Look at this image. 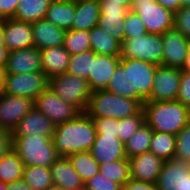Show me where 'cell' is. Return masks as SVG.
Listing matches in <instances>:
<instances>
[{
	"mask_svg": "<svg viewBox=\"0 0 190 190\" xmlns=\"http://www.w3.org/2000/svg\"><path fill=\"white\" fill-rule=\"evenodd\" d=\"M94 121L85 112H81L71 121L55 126L52 135L53 145L60 156L90 151L96 138Z\"/></svg>",
	"mask_w": 190,
	"mask_h": 190,
	"instance_id": "cell-1",
	"label": "cell"
},
{
	"mask_svg": "<svg viewBox=\"0 0 190 190\" xmlns=\"http://www.w3.org/2000/svg\"><path fill=\"white\" fill-rule=\"evenodd\" d=\"M145 122L153 131L177 135L190 121V109L180 101L144 102Z\"/></svg>",
	"mask_w": 190,
	"mask_h": 190,
	"instance_id": "cell-2",
	"label": "cell"
},
{
	"mask_svg": "<svg viewBox=\"0 0 190 190\" xmlns=\"http://www.w3.org/2000/svg\"><path fill=\"white\" fill-rule=\"evenodd\" d=\"M143 105L106 89L92 91L85 113L91 118L124 119L136 115Z\"/></svg>",
	"mask_w": 190,
	"mask_h": 190,
	"instance_id": "cell-3",
	"label": "cell"
},
{
	"mask_svg": "<svg viewBox=\"0 0 190 190\" xmlns=\"http://www.w3.org/2000/svg\"><path fill=\"white\" fill-rule=\"evenodd\" d=\"M10 138L11 148L19 156L25 166L50 168L60 157L55 150L52 137L35 134Z\"/></svg>",
	"mask_w": 190,
	"mask_h": 190,
	"instance_id": "cell-4",
	"label": "cell"
},
{
	"mask_svg": "<svg viewBox=\"0 0 190 190\" xmlns=\"http://www.w3.org/2000/svg\"><path fill=\"white\" fill-rule=\"evenodd\" d=\"M163 41L160 34H142L125 38L121 43V59H137L162 66Z\"/></svg>",
	"mask_w": 190,
	"mask_h": 190,
	"instance_id": "cell-5",
	"label": "cell"
},
{
	"mask_svg": "<svg viewBox=\"0 0 190 190\" xmlns=\"http://www.w3.org/2000/svg\"><path fill=\"white\" fill-rule=\"evenodd\" d=\"M49 87L60 99L85 112L92 94L86 79L65 73L49 79Z\"/></svg>",
	"mask_w": 190,
	"mask_h": 190,
	"instance_id": "cell-6",
	"label": "cell"
},
{
	"mask_svg": "<svg viewBox=\"0 0 190 190\" xmlns=\"http://www.w3.org/2000/svg\"><path fill=\"white\" fill-rule=\"evenodd\" d=\"M130 11L138 14L150 34L163 35L167 30L173 29L174 12L156 0H132Z\"/></svg>",
	"mask_w": 190,
	"mask_h": 190,
	"instance_id": "cell-7",
	"label": "cell"
},
{
	"mask_svg": "<svg viewBox=\"0 0 190 190\" xmlns=\"http://www.w3.org/2000/svg\"><path fill=\"white\" fill-rule=\"evenodd\" d=\"M49 79L43 72L5 73L4 94L35 100L47 87Z\"/></svg>",
	"mask_w": 190,
	"mask_h": 190,
	"instance_id": "cell-8",
	"label": "cell"
},
{
	"mask_svg": "<svg viewBox=\"0 0 190 190\" xmlns=\"http://www.w3.org/2000/svg\"><path fill=\"white\" fill-rule=\"evenodd\" d=\"M156 68L157 65L146 61L128 59L131 99L138 100L143 105L150 98Z\"/></svg>",
	"mask_w": 190,
	"mask_h": 190,
	"instance_id": "cell-9",
	"label": "cell"
},
{
	"mask_svg": "<svg viewBox=\"0 0 190 190\" xmlns=\"http://www.w3.org/2000/svg\"><path fill=\"white\" fill-rule=\"evenodd\" d=\"M34 107L49 118L55 126L71 121L81 113L74 105L60 99L49 86L34 100Z\"/></svg>",
	"mask_w": 190,
	"mask_h": 190,
	"instance_id": "cell-10",
	"label": "cell"
},
{
	"mask_svg": "<svg viewBox=\"0 0 190 190\" xmlns=\"http://www.w3.org/2000/svg\"><path fill=\"white\" fill-rule=\"evenodd\" d=\"M180 68L157 66L150 98L145 102H165L177 100L181 82Z\"/></svg>",
	"mask_w": 190,
	"mask_h": 190,
	"instance_id": "cell-11",
	"label": "cell"
},
{
	"mask_svg": "<svg viewBox=\"0 0 190 190\" xmlns=\"http://www.w3.org/2000/svg\"><path fill=\"white\" fill-rule=\"evenodd\" d=\"M34 108L30 98L0 94V129L12 133L19 121Z\"/></svg>",
	"mask_w": 190,
	"mask_h": 190,
	"instance_id": "cell-12",
	"label": "cell"
},
{
	"mask_svg": "<svg viewBox=\"0 0 190 190\" xmlns=\"http://www.w3.org/2000/svg\"><path fill=\"white\" fill-rule=\"evenodd\" d=\"M155 184L157 190H190L187 162L175 158L164 161Z\"/></svg>",
	"mask_w": 190,
	"mask_h": 190,
	"instance_id": "cell-13",
	"label": "cell"
},
{
	"mask_svg": "<svg viewBox=\"0 0 190 190\" xmlns=\"http://www.w3.org/2000/svg\"><path fill=\"white\" fill-rule=\"evenodd\" d=\"M162 41V66L181 69L190 48V41L174 28L162 35Z\"/></svg>",
	"mask_w": 190,
	"mask_h": 190,
	"instance_id": "cell-14",
	"label": "cell"
},
{
	"mask_svg": "<svg viewBox=\"0 0 190 190\" xmlns=\"http://www.w3.org/2000/svg\"><path fill=\"white\" fill-rule=\"evenodd\" d=\"M98 26L114 39L123 42L125 39L124 20L129 9L120 4L100 3Z\"/></svg>",
	"mask_w": 190,
	"mask_h": 190,
	"instance_id": "cell-15",
	"label": "cell"
},
{
	"mask_svg": "<svg viewBox=\"0 0 190 190\" xmlns=\"http://www.w3.org/2000/svg\"><path fill=\"white\" fill-rule=\"evenodd\" d=\"M5 47L11 51L34 47L31 23L15 18L3 20Z\"/></svg>",
	"mask_w": 190,
	"mask_h": 190,
	"instance_id": "cell-16",
	"label": "cell"
},
{
	"mask_svg": "<svg viewBox=\"0 0 190 190\" xmlns=\"http://www.w3.org/2000/svg\"><path fill=\"white\" fill-rule=\"evenodd\" d=\"M41 53L36 47L22 48L8 54L5 73L23 74L43 72L41 67Z\"/></svg>",
	"mask_w": 190,
	"mask_h": 190,
	"instance_id": "cell-17",
	"label": "cell"
},
{
	"mask_svg": "<svg viewBox=\"0 0 190 190\" xmlns=\"http://www.w3.org/2000/svg\"><path fill=\"white\" fill-rule=\"evenodd\" d=\"M130 178L148 183H156L164 161L151 152L129 158Z\"/></svg>",
	"mask_w": 190,
	"mask_h": 190,
	"instance_id": "cell-18",
	"label": "cell"
},
{
	"mask_svg": "<svg viewBox=\"0 0 190 190\" xmlns=\"http://www.w3.org/2000/svg\"><path fill=\"white\" fill-rule=\"evenodd\" d=\"M54 130V123L34 107L19 121L10 137H23L35 134L52 137Z\"/></svg>",
	"mask_w": 190,
	"mask_h": 190,
	"instance_id": "cell-19",
	"label": "cell"
},
{
	"mask_svg": "<svg viewBox=\"0 0 190 190\" xmlns=\"http://www.w3.org/2000/svg\"><path fill=\"white\" fill-rule=\"evenodd\" d=\"M120 59V56L98 54L92 58V73L87 80L92 91L106 89Z\"/></svg>",
	"mask_w": 190,
	"mask_h": 190,
	"instance_id": "cell-20",
	"label": "cell"
},
{
	"mask_svg": "<svg viewBox=\"0 0 190 190\" xmlns=\"http://www.w3.org/2000/svg\"><path fill=\"white\" fill-rule=\"evenodd\" d=\"M90 152L98 163L113 162L127 158L125 144L117 135H96Z\"/></svg>",
	"mask_w": 190,
	"mask_h": 190,
	"instance_id": "cell-21",
	"label": "cell"
},
{
	"mask_svg": "<svg viewBox=\"0 0 190 190\" xmlns=\"http://www.w3.org/2000/svg\"><path fill=\"white\" fill-rule=\"evenodd\" d=\"M34 47L39 50L62 46L66 30L59 28L45 18L31 23Z\"/></svg>",
	"mask_w": 190,
	"mask_h": 190,
	"instance_id": "cell-22",
	"label": "cell"
},
{
	"mask_svg": "<svg viewBox=\"0 0 190 190\" xmlns=\"http://www.w3.org/2000/svg\"><path fill=\"white\" fill-rule=\"evenodd\" d=\"M40 53L42 71L48 79L67 73L70 54L63 45L42 49Z\"/></svg>",
	"mask_w": 190,
	"mask_h": 190,
	"instance_id": "cell-23",
	"label": "cell"
},
{
	"mask_svg": "<svg viewBox=\"0 0 190 190\" xmlns=\"http://www.w3.org/2000/svg\"><path fill=\"white\" fill-rule=\"evenodd\" d=\"M53 185L63 190L84 188V182L73 168L68 157L60 156L50 167Z\"/></svg>",
	"mask_w": 190,
	"mask_h": 190,
	"instance_id": "cell-24",
	"label": "cell"
},
{
	"mask_svg": "<svg viewBox=\"0 0 190 190\" xmlns=\"http://www.w3.org/2000/svg\"><path fill=\"white\" fill-rule=\"evenodd\" d=\"M99 0H77L75 1V15L73 17V30L90 31L98 26L100 16Z\"/></svg>",
	"mask_w": 190,
	"mask_h": 190,
	"instance_id": "cell-25",
	"label": "cell"
},
{
	"mask_svg": "<svg viewBox=\"0 0 190 190\" xmlns=\"http://www.w3.org/2000/svg\"><path fill=\"white\" fill-rule=\"evenodd\" d=\"M75 15V1L52 0L45 19L64 30H71Z\"/></svg>",
	"mask_w": 190,
	"mask_h": 190,
	"instance_id": "cell-26",
	"label": "cell"
},
{
	"mask_svg": "<svg viewBox=\"0 0 190 190\" xmlns=\"http://www.w3.org/2000/svg\"><path fill=\"white\" fill-rule=\"evenodd\" d=\"M91 50L98 55H121V43L110 36L99 26L89 31Z\"/></svg>",
	"mask_w": 190,
	"mask_h": 190,
	"instance_id": "cell-27",
	"label": "cell"
},
{
	"mask_svg": "<svg viewBox=\"0 0 190 190\" xmlns=\"http://www.w3.org/2000/svg\"><path fill=\"white\" fill-rule=\"evenodd\" d=\"M25 165L10 147L0 158V182L10 184L22 180Z\"/></svg>",
	"mask_w": 190,
	"mask_h": 190,
	"instance_id": "cell-28",
	"label": "cell"
},
{
	"mask_svg": "<svg viewBox=\"0 0 190 190\" xmlns=\"http://www.w3.org/2000/svg\"><path fill=\"white\" fill-rule=\"evenodd\" d=\"M52 0H20L13 18L28 23L44 19Z\"/></svg>",
	"mask_w": 190,
	"mask_h": 190,
	"instance_id": "cell-29",
	"label": "cell"
},
{
	"mask_svg": "<svg viewBox=\"0 0 190 190\" xmlns=\"http://www.w3.org/2000/svg\"><path fill=\"white\" fill-rule=\"evenodd\" d=\"M153 130L144 122L142 126L125 143L126 157L132 158L141 153L149 152L150 143L153 136Z\"/></svg>",
	"mask_w": 190,
	"mask_h": 190,
	"instance_id": "cell-30",
	"label": "cell"
},
{
	"mask_svg": "<svg viewBox=\"0 0 190 190\" xmlns=\"http://www.w3.org/2000/svg\"><path fill=\"white\" fill-rule=\"evenodd\" d=\"M176 149V136L170 133L153 132L149 152L163 161L174 159Z\"/></svg>",
	"mask_w": 190,
	"mask_h": 190,
	"instance_id": "cell-31",
	"label": "cell"
},
{
	"mask_svg": "<svg viewBox=\"0 0 190 190\" xmlns=\"http://www.w3.org/2000/svg\"><path fill=\"white\" fill-rule=\"evenodd\" d=\"M68 158L84 183L99 173V163L90 151L74 153Z\"/></svg>",
	"mask_w": 190,
	"mask_h": 190,
	"instance_id": "cell-32",
	"label": "cell"
},
{
	"mask_svg": "<svg viewBox=\"0 0 190 190\" xmlns=\"http://www.w3.org/2000/svg\"><path fill=\"white\" fill-rule=\"evenodd\" d=\"M99 173L123 186L130 179L129 159L124 158L113 162L99 163Z\"/></svg>",
	"mask_w": 190,
	"mask_h": 190,
	"instance_id": "cell-33",
	"label": "cell"
},
{
	"mask_svg": "<svg viewBox=\"0 0 190 190\" xmlns=\"http://www.w3.org/2000/svg\"><path fill=\"white\" fill-rule=\"evenodd\" d=\"M106 90L118 96L130 98L128 59H120V64L109 80Z\"/></svg>",
	"mask_w": 190,
	"mask_h": 190,
	"instance_id": "cell-34",
	"label": "cell"
},
{
	"mask_svg": "<svg viewBox=\"0 0 190 190\" xmlns=\"http://www.w3.org/2000/svg\"><path fill=\"white\" fill-rule=\"evenodd\" d=\"M22 179L32 189H47L53 185L51 169L42 166H25Z\"/></svg>",
	"mask_w": 190,
	"mask_h": 190,
	"instance_id": "cell-35",
	"label": "cell"
},
{
	"mask_svg": "<svg viewBox=\"0 0 190 190\" xmlns=\"http://www.w3.org/2000/svg\"><path fill=\"white\" fill-rule=\"evenodd\" d=\"M95 56L96 53L92 50L70 55L67 73L88 80L90 73H92V58Z\"/></svg>",
	"mask_w": 190,
	"mask_h": 190,
	"instance_id": "cell-36",
	"label": "cell"
},
{
	"mask_svg": "<svg viewBox=\"0 0 190 190\" xmlns=\"http://www.w3.org/2000/svg\"><path fill=\"white\" fill-rule=\"evenodd\" d=\"M63 46L70 55L91 50L89 31L67 30L64 36Z\"/></svg>",
	"mask_w": 190,
	"mask_h": 190,
	"instance_id": "cell-37",
	"label": "cell"
},
{
	"mask_svg": "<svg viewBox=\"0 0 190 190\" xmlns=\"http://www.w3.org/2000/svg\"><path fill=\"white\" fill-rule=\"evenodd\" d=\"M145 122L143 108L136 114L118 120V138L125 144Z\"/></svg>",
	"mask_w": 190,
	"mask_h": 190,
	"instance_id": "cell-38",
	"label": "cell"
},
{
	"mask_svg": "<svg viewBox=\"0 0 190 190\" xmlns=\"http://www.w3.org/2000/svg\"><path fill=\"white\" fill-rule=\"evenodd\" d=\"M175 159L190 161V121L176 135Z\"/></svg>",
	"mask_w": 190,
	"mask_h": 190,
	"instance_id": "cell-39",
	"label": "cell"
},
{
	"mask_svg": "<svg viewBox=\"0 0 190 190\" xmlns=\"http://www.w3.org/2000/svg\"><path fill=\"white\" fill-rule=\"evenodd\" d=\"M125 38H133L148 33L145 25L138 14L129 10L124 20Z\"/></svg>",
	"mask_w": 190,
	"mask_h": 190,
	"instance_id": "cell-40",
	"label": "cell"
},
{
	"mask_svg": "<svg viewBox=\"0 0 190 190\" xmlns=\"http://www.w3.org/2000/svg\"><path fill=\"white\" fill-rule=\"evenodd\" d=\"M173 28L190 41V6H181L174 12Z\"/></svg>",
	"mask_w": 190,
	"mask_h": 190,
	"instance_id": "cell-41",
	"label": "cell"
},
{
	"mask_svg": "<svg viewBox=\"0 0 190 190\" xmlns=\"http://www.w3.org/2000/svg\"><path fill=\"white\" fill-rule=\"evenodd\" d=\"M84 190H122V186L98 173L84 183Z\"/></svg>",
	"mask_w": 190,
	"mask_h": 190,
	"instance_id": "cell-42",
	"label": "cell"
},
{
	"mask_svg": "<svg viewBox=\"0 0 190 190\" xmlns=\"http://www.w3.org/2000/svg\"><path fill=\"white\" fill-rule=\"evenodd\" d=\"M95 124L97 135H117L118 119L113 118H92Z\"/></svg>",
	"mask_w": 190,
	"mask_h": 190,
	"instance_id": "cell-43",
	"label": "cell"
},
{
	"mask_svg": "<svg viewBox=\"0 0 190 190\" xmlns=\"http://www.w3.org/2000/svg\"><path fill=\"white\" fill-rule=\"evenodd\" d=\"M177 101L190 109V72L182 71Z\"/></svg>",
	"mask_w": 190,
	"mask_h": 190,
	"instance_id": "cell-44",
	"label": "cell"
},
{
	"mask_svg": "<svg viewBox=\"0 0 190 190\" xmlns=\"http://www.w3.org/2000/svg\"><path fill=\"white\" fill-rule=\"evenodd\" d=\"M20 0H0V19H11L16 13Z\"/></svg>",
	"mask_w": 190,
	"mask_h": 190,
	"instance_id": "cell-45",
	"label": "cell"
},
{
	"mask_svg": "<svg viewBox=\"0 0 190 190\" xmlns=\"http://www.w3.org/2000/svg\"><path fill=\"white\" fill-rule=\"evenodd\" d=\"M122 190H157V187L155 183H148L130 178L122 186Z\"/></svg>",
	"mask_w": 190,
	"mask_h": 190,
	"instance_id": "cell-46",
	"label": "cell"
},
{
	"mask_svg": "<svg viewBox=\"0 0 190 190\" xmlns=\"http://www.w3.org/2000/svg\"><path fill=\"white\" fill-rule=\"evenodd\" d=\"M11 147L10 133L0 129V158Z\"/></svg>",
	"mask_w": 190,
	"mask_h": 190,
	"instance_id": "cell-47",
	"label": "cell"
},
{
	"mask_svg": "<svg viewBox=\"0 0 190 190\" xmlns=\"http://www.w3.org/2000/svg\"><path fill=\"white\" fill-rule=\"evenodd\" d=\"M163 7L176 12L181 6H183V0H156Z\"/></svg>",
	"mask_w": 190,
	"mask_h": 190,
	"instance_id": "cell-48",
	"label": "cell"
},
{
	"mask_svg": "<svg viewBox=\"0 0 190 190\" xmlns=\"http://www.w3.org/2000/svg\"><path fill=\"white\" fill-rule=\"evenodd\" d=\"M7 190H31V187L22 179L8 184Z\"/></svg>",
	"mask_w": 190,
	"mask_h": 190,
	"instance_id": "cell-49",
	"label": "cell"
},
{
	"mask_svg": "<svg viewBox=\"0 0 190 190\" xmlns=\"http://www.w3.org/2000/svg\"><path fill=\"white\" fill-rule=\"evenodd\" d=\"M9 50L5 46H0V67L5 68L8 59Z\"/></svg>",
	"mask_w": 190,
	"mask_h": 190,
	"instance_id": "cell-50",
	"label": "cell"
},
{
	"mask_svg": "<svg viewBox=\"0 0 190 190\" xmlns=\"http://www.w3.org/2000/svg\"><path fill=\"white\" fill-rule=\"evenodd\" d=\"M100 3H114V4H120L123 7L130 10L131 2L132 0H99Z\"/></svg>",
	"mask_w": 190,
	"mask_h": 190,
	"instance_id": "cell-51",
	"label": "cell"
},
{
	"mask_svg": "<svg viewBox=\"0 0 190 190\" xmlns=\"http://www.w3.org/2000/svg\"><path fill=\"white\" fill-rule=\"evenodd\" d=\"M183 72H190V48L188 50L187 56L185 58V62L181 68Z\"/></svg>",
	"mask_w": 190,
	"mask_h": 190,
	"instance_id": "cell-52",
	"label": "cell"
},
{
	"mask_svg": "<svg viewBox=\"0 0 190 190\" xmlns=\"http://www.w3.org/2000/svg\"><path fill=\"white\" fill-rule=\"evenodd\" d=\"M4 82H5V72L4 69L0 67V94L4 91Z\"/></svg>",
	"mask_w": 190,
	"mask_h": 190,
	"instance_id": "cell-53",
	"label": "cell"
},
{
	"mask_svg": "<svg viewBox=\"0 0 190 190\" xmlns=\"http://www.w3.org/2000/svg\"><path fill=\"white\" fill-rule=\"evenodd\" d=\"M0 46H5L3 33V19H0Z\"/></svg>",
	"mask_w": 190,
	"mask_h": 190,
	"instance_id": "cell-54",
	"label": "cell"
},
{
	"mask_svg": "<svg viewBox=\"0 0 190 190\" xmlns=\"http://www.w3.org/2000/svg\"><path fill=\"white\" fill-rule=\"evenodd\" d=\"M46 190H63V189H61L59 186L51 185V186L48 187Z\"/></svg>",
	"mask_w": 190,
	"mask_h": 190,
	"instance_id": "cell-55",
	"label": "cell"
},
{
	"mask_svg": "<svg viewBox=\"0 0 190 190\" xmlns=\"http://www.w3.org/2000/svg\"><path fill=\"white\" fill-rule=\"evenodd\" d=\"M7 186H8V184H6L4 182H0V190H7Z\"/></svg>",
	"mask_w": 190,
	"mask_h": 190,
	"instance_id": "cell-56",
	"label": "cell"
},
{
	"mask_svg": "<svg viewBox=\"0 0 190 190\" xmlns=\"http://www.w3.org/2000/svg\"><path fill=\"white\" fill-rule=\"evenodd\" d=\"M183 6H190V0H183Z\"/></svg>",
	"mask_w": 190,
	"mask_h": 190,
	"instance_id": "cell-57",
	"label": "cell"
},
{
	"mask_svg": "<svg viewBox=\"0 0 190 190\" xmlns=\"http://www.w3.org/2000/svg\"><path fill=\"white\" fill-rule=\"evenodd\" d=\"M187 167H188V172H189V175H190V161H187Z\"/></svg>",
	"mask_w": 190,
	"mask_h": 190,
	"instance_id": "cell-58",
	"label": "cell"
},
{
	"mask_svg": "<svg viewBox=\"0 0 190 190\" xmlns=\"http://www.w3.org/2000/svg\"><path fill=\"white\" fill-rule=\"evenodd\" d=\"M68 190H84V188H73V189H68Z\"/></svg>",
	"mask_w": 190,
	"mask_h": 190,
	"instance_id": "cell-59",
	"label": "cell"
}]
</instances>
